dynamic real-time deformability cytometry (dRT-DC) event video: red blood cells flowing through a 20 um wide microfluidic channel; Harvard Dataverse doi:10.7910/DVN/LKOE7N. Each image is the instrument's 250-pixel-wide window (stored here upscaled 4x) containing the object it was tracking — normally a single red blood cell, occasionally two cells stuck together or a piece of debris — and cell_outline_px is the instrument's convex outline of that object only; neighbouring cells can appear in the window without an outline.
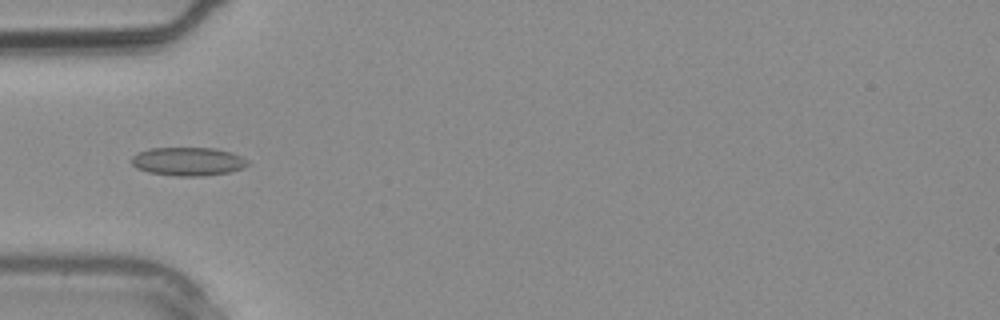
{"species": "common noctule bat (a hibernating species)", "species_latin": "Nyctalus noctula", "temperature_condition": "warm", "stored_images_in_passage": 3, "camera_frame_rate_fps": 3000, "um_per_image_px": 0.085, "animal": {"sex": "male", "body_mass_g": 20.4}, "frame": {"image": 1, "passage_image": 3, "time_ms": 0.667, "image_size_px": [1000, 320], "cell_outline_px": [[252, 164], [244, 168], [228, 172], [200, 176], [176, 176], [148, 172], [136, 168], [128, 160], [132, 156], [148, 148], [216, 148], [232, 152], [248, 160]], "centroid_in_image_um": [15.99, 13.72], "position_along_channel_um": 69.0, "area_um2": 19.48}}